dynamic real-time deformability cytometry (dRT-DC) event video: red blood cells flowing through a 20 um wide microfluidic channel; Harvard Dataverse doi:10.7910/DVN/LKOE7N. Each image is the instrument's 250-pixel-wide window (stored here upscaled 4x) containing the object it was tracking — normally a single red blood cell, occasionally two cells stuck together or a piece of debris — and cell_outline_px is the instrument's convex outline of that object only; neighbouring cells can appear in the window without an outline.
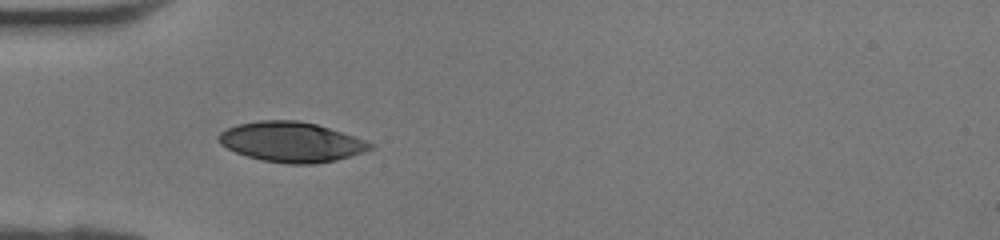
{"species": "human", "species_latin": "Homo sapiens", "temperature_condition": "room temperature", "stored_images_in_passage": 29, "camera_frame_rate_fps": 3000, "um_per_image_px": 0.085, "donor": {"sex": "female"}, "frame": {"image": 1, "passage_image": 1, "time_ms": 0.0, "image_size_px": [1000, 240], "cell_outline_px": [[376, 148], [364, 152], [336, 160], [316, 164], [288, 164], [260, 160], [236, 152], [220, 144], [216, 136], [220, 132], [236, 124], [260, 120], [296, 120], [316, 124], [376, 144]], "centroid_in_image_um": [24.76, 12.07], "position_along_channel_um": 60.2, "area_um2": 35.37}}
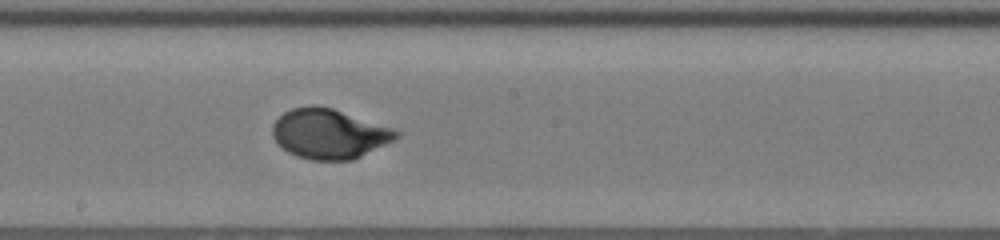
{"frame": {"image": 2, "passage_image": 11, "time_ms": 3.333, "image_size_px": [1000, 240], "cell_outline_px": [[400, 136], [352, 160], [312, 160], [296, 156], [288, 152], [272, 136], [272, 124], [284, 112], [292, 108], [312, 104], [316, 104], [332, 108], [392, 128], [400, 132]], "centroid_in_image_um": [27.94, 11.35], "position_along_channel_um": 220.3, "area_um2": 35.55}}
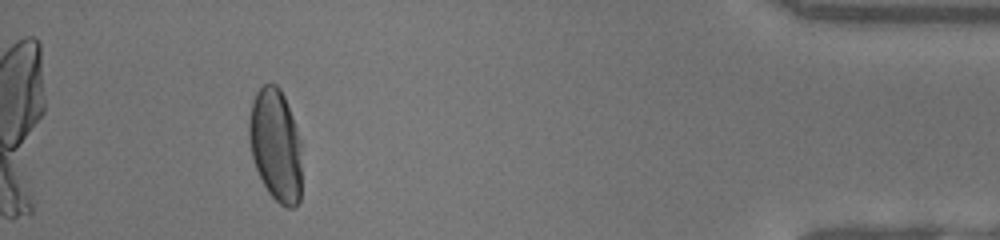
{"frame": {"image": 3, "passage_image": 26, "time_ms": 8.333, "image_size_px": [1000, 240], "cell_outline_px": [[300, 200], [292, 208], [288, 208], [280, 204], [268, 192], [256, 168], [252, 156], [248, 136], [248, 124], [252, 100], [256, 92], [264, 84], [276, 84], [280, 88], [284, 96], [292, 116], [300, 140]], "centroid_in_image_um": [23.41, 12.31], "position_along_channel_um": 411.8, "area_um2": 34.33}}